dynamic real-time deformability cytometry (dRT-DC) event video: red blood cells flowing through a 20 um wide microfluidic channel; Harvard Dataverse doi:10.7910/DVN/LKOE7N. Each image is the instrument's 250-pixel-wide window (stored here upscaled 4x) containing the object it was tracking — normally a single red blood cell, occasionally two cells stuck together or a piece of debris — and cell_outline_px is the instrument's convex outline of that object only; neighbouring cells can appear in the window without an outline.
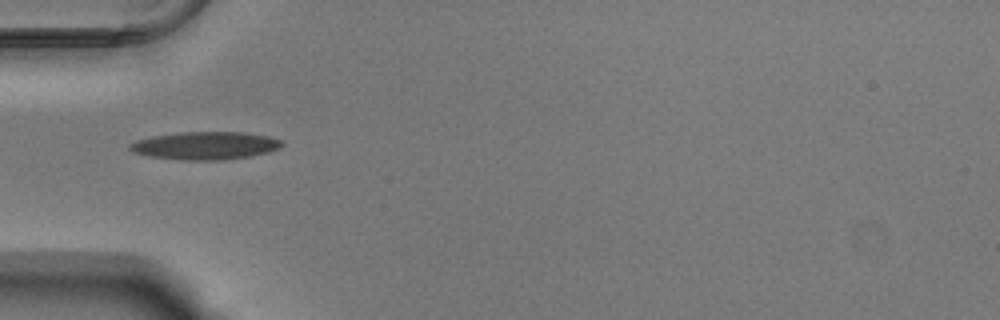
{"species": "Egyptian fruit bat (a non-hibernating species)", "species_latin": "Rousettus aegyptiacus", "temperature_condition": "warm", "stored_images_in_passage": 37, "camera_frame_rate_fps": 3000, "um_per_image_px": 0.085, "animal": {"sex": "male"}, "frame": {"image": 1, "passage_image": 1, "time_ms": 0.0, "image_size_px": [1000, 320], "cell_outline_px": [[284, 144], [280, 148], [268, 152], [248, 156], [220, 160], [184, 160], [148, 156], [132, 152], [128, 148], [128, 144], [136, 140], [152, 136], [180, 132], [244, 132], [268, 136], [280, 140]], "centroid_in_image_um": [17.41, 12.37], "position_along_channel_um": 67.6, "area_um2": 24.68}}
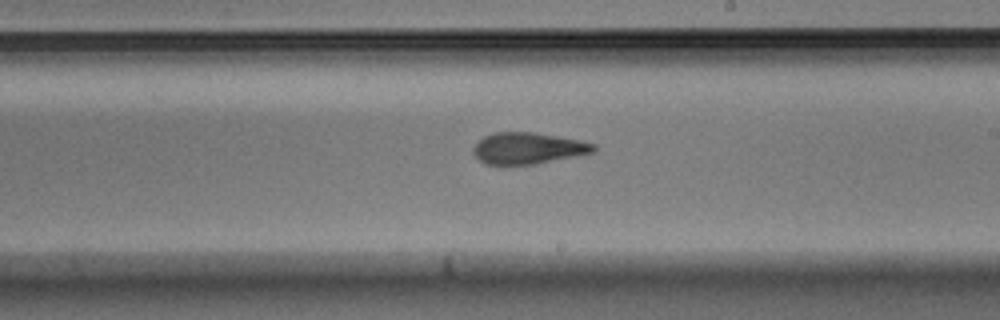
{"frame": {"image": 2, "passage_image": 15, "time_ms": 4.667, "image_size_px": [1000, 320], "cell_outline_px": [[596, 152], [580, 156], [536, 164], [484, 164], [472, 152], [472, 148], [484, 136], [496, 132], [532, 132], [580, 140], [596, 144]], "centroid_in_image_um": [44.93, 12.61], "position_along_channel_um": 244.1, "area_um2": 22.14}}
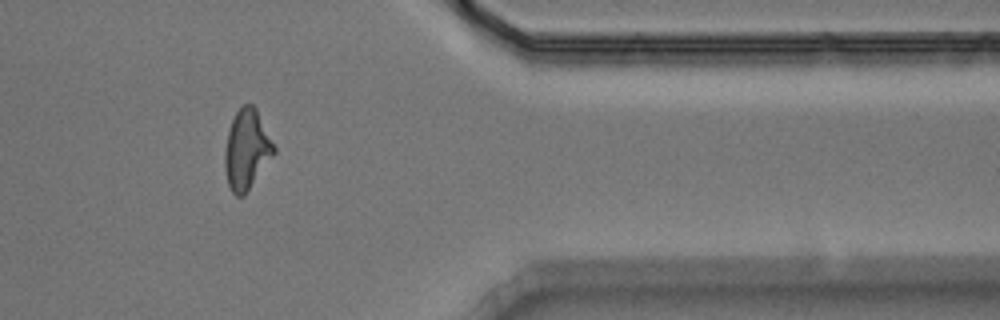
{"frame": {"image": 3, "passage_image": 28, "time_ms": 9.0, "image_size_px": [1000, 320], "cell_outline_px": [[276, 152], [244, 196], [236, 196], [232, 192], [228, 184], [224, 168], [224, 152], [228, 132], [232, 120], [236, 112], [244, 104], [252, 104], [256, 108], [276, 148]], "centroid_in_image_um": [20.97, 12.73], "position_along_channel_um": 390.4, "area_um2": 22.77}, "authors_computed_cell_mechanics": {"area_um2": 22.253, "velocity_mm_per_s": 3.7778, "shape_relaxation_time_tau1_ms": null, "shape_relaxation_time_tau2_ms": 2.3959, "deformation_change_tau1": null, "deformation_change_tau2": 0.1193}}